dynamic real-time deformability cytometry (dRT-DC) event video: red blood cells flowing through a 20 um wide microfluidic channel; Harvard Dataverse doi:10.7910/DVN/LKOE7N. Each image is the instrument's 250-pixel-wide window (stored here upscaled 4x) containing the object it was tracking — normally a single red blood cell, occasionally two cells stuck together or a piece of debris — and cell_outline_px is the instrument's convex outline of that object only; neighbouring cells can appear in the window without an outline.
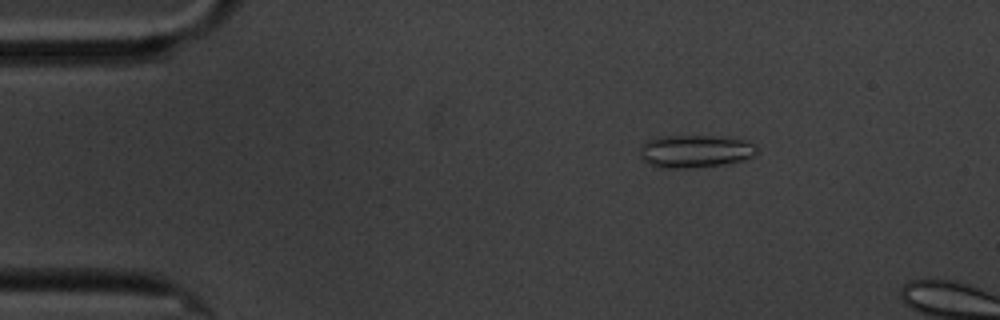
{"species": "common noctule bat (a hibernating species)", "species_latin": "Nyctalus noctula", "temperature_condition": "cold", "stored_images_in_passage": 2, "camera_frame_rate_fps": 3000, "um_per_image_px": 0.085, "animal": {"sex": "male", "body_mass_g": 20.1, "forearm_length_mm": 53.5}, "frame": {"image": 1, "passage_image": 1, "time_ms": 0.0, "image_size_px": [1000, 320], "cell_outline_px": [[756, 156], [744, 160], [724, 164], [692, 168], [656, 168], [640, 160], [640, 152], [644, 144], [648, 140], [660, 136], [712, 136], [744, 140], [752, 144], [756, 148]], "centroid_in_image_um": [59.05, 12.88], "position_along_channel_um": 26.0, "area_um2": 22.37}}